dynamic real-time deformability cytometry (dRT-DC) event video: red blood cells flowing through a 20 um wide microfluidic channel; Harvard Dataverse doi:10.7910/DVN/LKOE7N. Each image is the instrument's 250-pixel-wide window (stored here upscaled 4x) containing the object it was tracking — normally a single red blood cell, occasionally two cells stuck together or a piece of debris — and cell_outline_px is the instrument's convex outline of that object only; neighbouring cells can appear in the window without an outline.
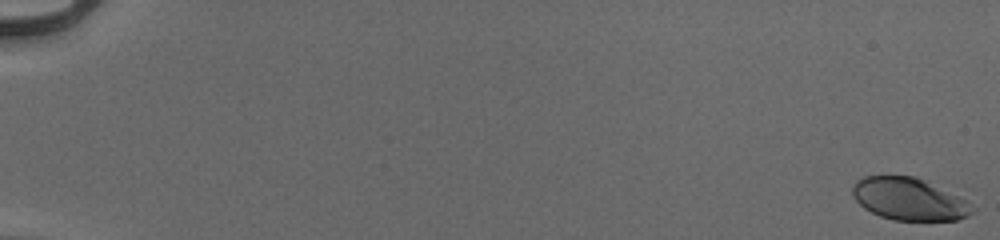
{"species": "human", "species_latin": "Homo sapiens", "temperature_condition": "cold", "stored_images_in_passage": 55, "camera_frame_rate_fps": 3000, "um_per_image_px": 0.085, "donor": {"sex": "male"}, "frame": {"image": 1, "passage_image": 1, "time_ms": 0.0, "image_size_px": [1000, 240], "cell_outline_px": [[976, 208], [968, 216], [956, 220], [892, 220], [880, 216], [864, 208], [852, 196], [852, 188], [856, 180], [864, 176], [916, 176], [968, 200]], "centroid_in_image_um": [77.29, 16.92], "position_along_channel_um": 7.7, "area_um2": 29.65}}
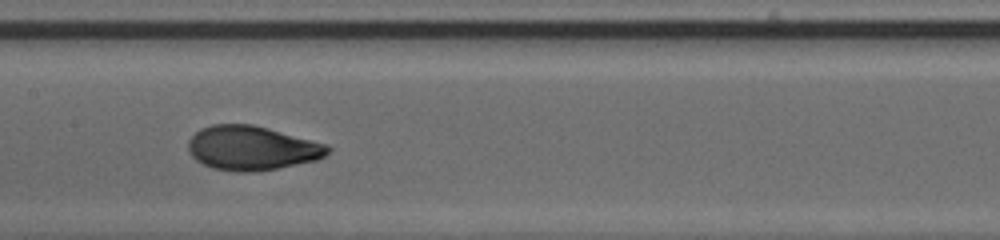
{"frame": {"image": 2, "passage_image": 31, "time_ms": 10.0, "image_size_px": [1000, 240], "cell_outline_px": [[332, 148], [324, 156], [316, 160], [276, 168], [248, 172], [236, 172], [212, 168], [196, 160], [188, 152], [188, 140], [200, 128], [212, 124], [252, 124], [268, 128], [328, 144]], "centroid_in_image_um": [21.39, 12.57], "position_along_channel_um": 186.0, "area_um2": 35.95}}
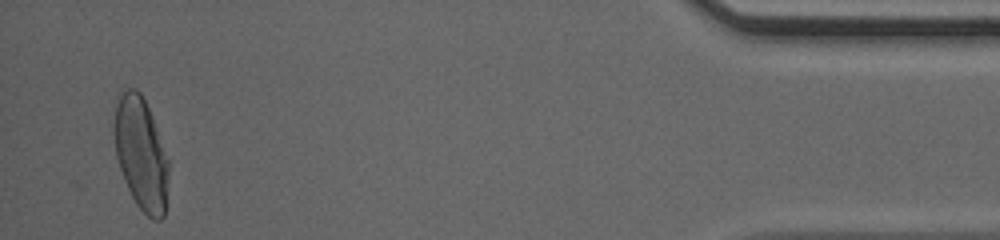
{"frame": {"image": 3, "passage_image": 54, "time_ms": 17.667, "image_size_px": [1000, 240], "cell_outline_px": [[168, 176], [164, 216], [160, 220], [152, 220], [136, 204], [124, 180], [116, 156], [112, 132], [112, 124], [116, 104], [120, 96], [128, 88], [136, 88], [140, 92], [148, 108], [168, 160]], "centroid_in_image_um": [11.95, 13.07], "position_along_channel_um": 423.3, "area_um2": 35.37}, "authors_computed_cell_mechanics": {"area_um2": 34.9112, "velocity_mm_per_s": 3.9581, "shape_relaxation_time_tau1_ms": 5.0842, "shape_relaxation_time_tau2_ms": null, "deformation_change_tau1": 0.2064, "deformation_change_tau2": null}}